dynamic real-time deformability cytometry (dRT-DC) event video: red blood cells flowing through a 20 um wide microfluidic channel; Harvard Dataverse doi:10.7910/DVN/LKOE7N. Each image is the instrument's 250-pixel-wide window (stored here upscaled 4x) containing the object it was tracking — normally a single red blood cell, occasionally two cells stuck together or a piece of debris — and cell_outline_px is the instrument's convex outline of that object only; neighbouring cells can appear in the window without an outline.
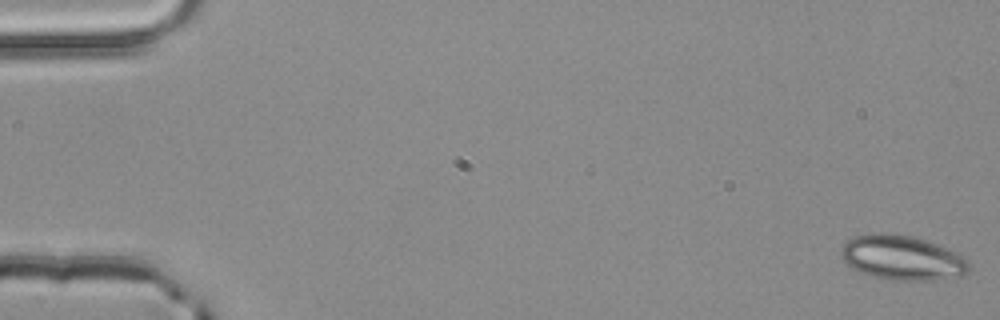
{"species": "common noctule bat (a hibernating species)", "species_latin": "Nyctalus noctula", "temperature_condition": "room temperature", "stored_images_in_passage": 5, "segment_of_instrument_passage": [2, 2], "camera_frame_rate_fps": 3000, "um_per_image_px": 0.085, "animal": {"sex": "male", "body_mass_g": 20.4}, "frame": {"image": 1, "passage_image": 5, "time_ms": 1.333, "image_size_px": [1000, 320], "cell_outline_px": [[968, 268], [960, 276], [928, 280], [888, 280], [872, 276], [860, 272], [848, 264], [840, 256], [840, 248], [848, 240], [856, 236], [872, 232], [892, 232], [924, 240], [948, 248], [956, 252], [968, 260]], "centroid_in_image_um": [76.64, 21.89], "position_along_channel_um": 8.4, "area_um2": 33.12}}